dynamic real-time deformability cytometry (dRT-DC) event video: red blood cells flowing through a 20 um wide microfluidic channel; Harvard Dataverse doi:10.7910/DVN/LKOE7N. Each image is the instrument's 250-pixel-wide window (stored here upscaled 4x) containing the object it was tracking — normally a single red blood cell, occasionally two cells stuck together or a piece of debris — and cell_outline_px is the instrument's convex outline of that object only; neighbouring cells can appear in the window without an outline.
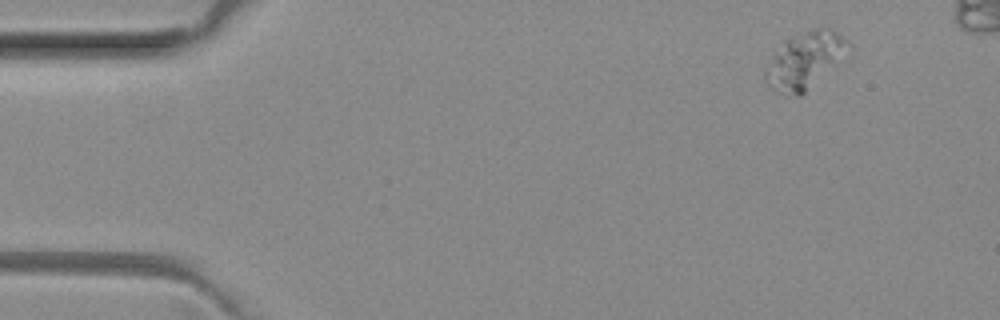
{"species": "common noctule bat (a hibernating species)", "species_latin": "Nyctalus noctula", "temperature_condition": "room temperature", "stored_images_in_passage": 4, "camera_frame_rate_fps": 3000, "um_per_image_px": 0.085, "animal": {"sex": "female", "body_mass_g": 29.2, "forearm_length_mm": 56.3}, "frame": {"image": 1, "passage_image": 1, "time_ms": 0.0, "image_size_px": [1000, 320], "cell_outline_px": [[852, 52], [800, 96], [788, 96], [764, 84], [764, 68], [772, 48], [784, 40], [804, 32], [816, 28], [832, 28], [848, 40], [852, 44]], "centroid_in_image_um": [68.4, 5.12], "position_along_channel_um": 16.6, "area_um2": 28.38}}